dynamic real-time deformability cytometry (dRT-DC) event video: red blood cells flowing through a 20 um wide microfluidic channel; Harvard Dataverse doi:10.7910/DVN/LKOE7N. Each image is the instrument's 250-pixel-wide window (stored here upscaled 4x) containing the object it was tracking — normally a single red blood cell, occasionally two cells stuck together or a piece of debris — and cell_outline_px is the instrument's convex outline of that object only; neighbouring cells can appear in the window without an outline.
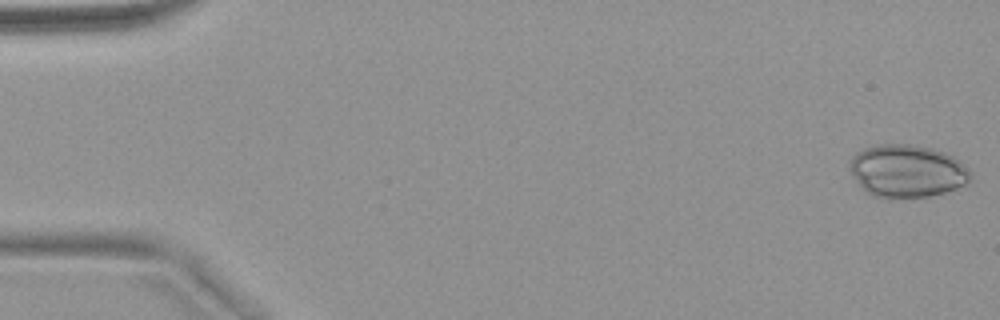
{"species": "common noctule bat (a hibernating species)", "species_latin": "Nyctalus noctula", "temperature_condition": "warm", "stored_images_in_passage": 53, "camera_frame_rate_fps": 3000, "um_per_image_px": 0.085, "animal": {"sex": "female", "body_mass_g": 18.4}, "frame": {"image": 1, "passage_image": 1, "time_ms": 0.0, "image_size_px": [1000, 320], "cell_outline_px": [[972, 176], [964, 184], [956, 188], [932, 196], [888, 200], [872, 196], [852, 176], [848, 168], [848, 160], [856, 152], [864, 148], [876, 144], [912, 144], [932, 148], [944, 152], [952, 156], [968, 168], [972, 172]], "centroid_in_image_um": [77.05, 14.55], "position_along_channel_um": 7.9, "area_um2": 37.69}}
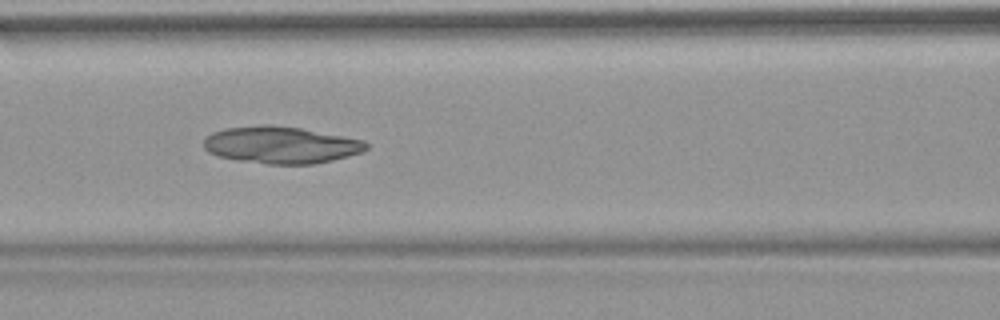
{"frame": {"image": 2, "passage_image": 23, "time_ms": 7.333, "image_size_px": [1000, 320], "cell_outline_px": [[368, 148], [364, 152], [316, 164], [268, 164], [236, 160], [216, 156], [208, 152], [204, 148], [204, 140], [212, 132], [228, 128], [264, 124], [272, 124], [300, 128], [364, 140], [368, 144]], "centroid_in_image_um": [23.88, 12.32], "position_along_channel_um": 142.7, "area_um2": 35.14}}